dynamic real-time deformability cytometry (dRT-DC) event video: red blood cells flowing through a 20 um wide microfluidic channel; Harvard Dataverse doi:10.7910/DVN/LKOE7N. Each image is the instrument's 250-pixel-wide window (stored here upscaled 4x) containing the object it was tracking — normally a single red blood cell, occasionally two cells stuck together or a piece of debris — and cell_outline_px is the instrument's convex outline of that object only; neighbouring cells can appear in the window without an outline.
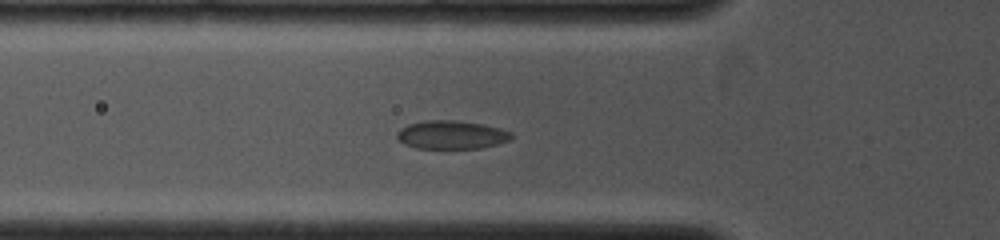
{"species": "common noctule bat (a hibernating species)", "species_latin": "Nyctalus noctula", "temperature_condition": "cold", "stored_images_in_passage": 10, "camera_frame_rate_fps": 4000, "um_per_image_px": 0.085, "animal": {"sex": "female", "body_mass_g": 19.0, "forearm_length_mm": 53.3}, "frame": {"image": 1, "passage_image": 9, "time_ms": 3.5, "image_size_px": [1000, 240], "cell_outline_px": [[516, 136], [508, 140], [496, 144], [480, 148], [416, 148], [404, 144], [396, 136], [396, 132], [400, 128], [408, 124], [424, 120], [456, 120], [484, 124], [500, 128], [512, 132]], "centroid_in_image_um": [38.38, 11.44], "position_along_channel_um": 87.4, "area_um2": 19.07}}